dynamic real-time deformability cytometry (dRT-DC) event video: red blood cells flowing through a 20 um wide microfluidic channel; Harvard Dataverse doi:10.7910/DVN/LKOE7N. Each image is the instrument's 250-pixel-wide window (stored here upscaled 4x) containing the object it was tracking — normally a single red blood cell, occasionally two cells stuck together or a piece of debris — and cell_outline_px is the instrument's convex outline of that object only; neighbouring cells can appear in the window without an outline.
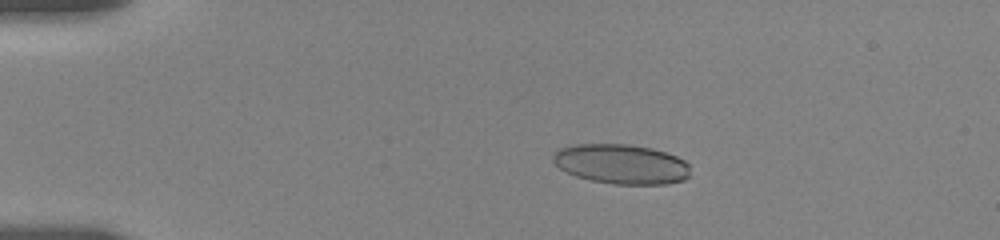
{"species": "human", "species_latin": "Homo sapiens", "temperature_condition": "room temperature", "stored_images_in_passage": 36, "camera_frame_rate_fps": 3000, "um_per_image_px": 0.085, "donor": {"sex": "female"}, "frame": {"image": 1, "passage_image": 5, "time_ms": 3.333, "image_size_px": [1000, 240], "cell_outline_px": [[688, 176], [684, 180], [668, 184], [612, 184], [592, 180], [576, 176], [560, 168], [552, 160], [552, 152], [560, 148], [576, 144], [628, 144], [652, 148], [676, 156], [684, 160], [688, 164]], "centroid_in_image_um": [52.79, 13.94], "position_along_channel_um": 32.2, "area_um2": 31.73}}
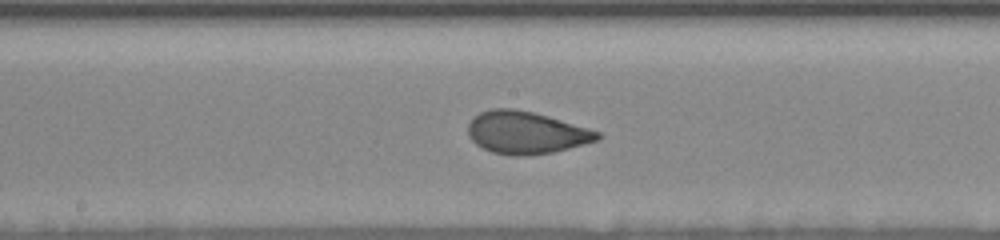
{"frame": {"image": 2, "passage_image": 22, "time_ms": 9.667, "image_size_px": [1000, 240], "cell_outline_px": [[600, 140], [552, 152], [528, 156], [512, 156], [492, 152], [476, 144], [468, 136], [468, 124], [480, 112], [492, 108], [516, 108], [548, 116], [588, 128], [600, 132]], "centroid_in_image_um": [44.71, 11.27], "position_along_channel_um": 203.5, "area_um2": 31.91}}
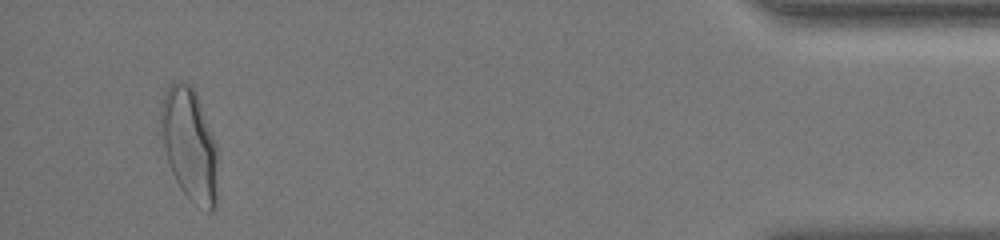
{"frame": {"image": 3, "passage_image": 35, "time_ms": 17.333, "image_size_px": [1000, 240], "cell_outline_px": [[216, 208], [212, 212], [208, 212], [192, 204], [180, 188], [172, 172], [168, 160], [164, 144], [160, 120], [160, 104], [168, 84], [176, 80], [188, 84], [196, 92], [216, 144]], "centroid_in_image_um": [16.1, 12.3], "position_along_channel_um": 419.1, "area_um2": 37.22}, "authors_computed_cell_mechanics": {"area_um2": 31.9056, "velocity_mm_per_s": 3.6386, "shape_relaxation_time_tau1_ms": 6.5933, "shape_relaxation_time_tau2_ms": 0.9109, "deformation_change_tau1": 0.2003, "deformation_change_tau2": 0.0553}}